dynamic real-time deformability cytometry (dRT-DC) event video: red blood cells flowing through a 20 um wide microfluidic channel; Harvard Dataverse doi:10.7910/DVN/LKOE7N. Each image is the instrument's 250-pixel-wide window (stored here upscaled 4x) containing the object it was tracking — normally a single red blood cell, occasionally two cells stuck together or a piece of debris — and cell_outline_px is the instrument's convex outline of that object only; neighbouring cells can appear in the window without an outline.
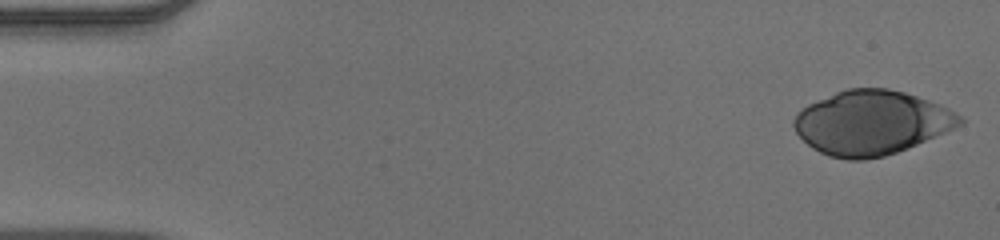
{"species": "human", "species_latin": "Homo sapiens", "temperature_condition": "warm", "stored_images_in_passage": 51, "camera_frame_rate_fps": 3000, "um_per_image_px": 0.085, "donor": {"sex": "male"}, "frame": {"image": 1, "passage_image": 1, "time_ms": 0.0, "image_size_px": [1000, 240], "cell_outline_px": [[964, 124], [916, 144], [896, 152], [884, 156], [864, 160], [848, 160], [828, 156], [812, 148], [796, 132], [792, 124], [792, 120], [808, 104], [836, 92], [848, 88], [888, 88], [904, 92], [940, 104], [948, 108], [960, 116], [964, 120]], "centroid_in_image_um": [74.07, 10.43], "position_along_channel_um": 10.9, "area_um2": 61.67}}